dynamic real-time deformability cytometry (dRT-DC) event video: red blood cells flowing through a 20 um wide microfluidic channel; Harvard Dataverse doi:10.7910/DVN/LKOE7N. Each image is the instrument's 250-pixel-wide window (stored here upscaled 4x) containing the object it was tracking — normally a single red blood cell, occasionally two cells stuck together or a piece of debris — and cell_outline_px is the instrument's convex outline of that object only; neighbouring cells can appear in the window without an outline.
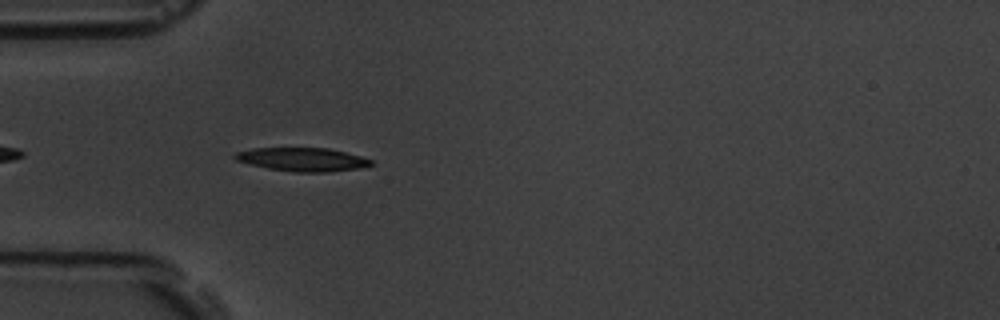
{"species": "common noctule bat (a hibernating species)", "species_latin": "Nyctalus noctula", "temperature_condition": "room temperature", "stored_images_in_passage": 6, "camera_frame_rate_fps": 3000, "um_per_image_px": 0.085, "animal": {"sex": "male", "body_mass_g": 19.5, "forearm_length_mm": 54.6}, "frame": {"image": 1, "passage_image": 6, "time_ms": 5.667, "image_size_px": [1000, 320], "cell_outline_px": [[372, 164], [356, 168], [328, 172], [296, 172], [268, 168], [236, 160], [232, 156], [236, 152], [252, 148], [328, 148], [360, 156], [372, 160]], "centroid_in_image_um": [25.67, 13.54], "position_along_channel_um": 59.3, "area_um2": 18.32}}